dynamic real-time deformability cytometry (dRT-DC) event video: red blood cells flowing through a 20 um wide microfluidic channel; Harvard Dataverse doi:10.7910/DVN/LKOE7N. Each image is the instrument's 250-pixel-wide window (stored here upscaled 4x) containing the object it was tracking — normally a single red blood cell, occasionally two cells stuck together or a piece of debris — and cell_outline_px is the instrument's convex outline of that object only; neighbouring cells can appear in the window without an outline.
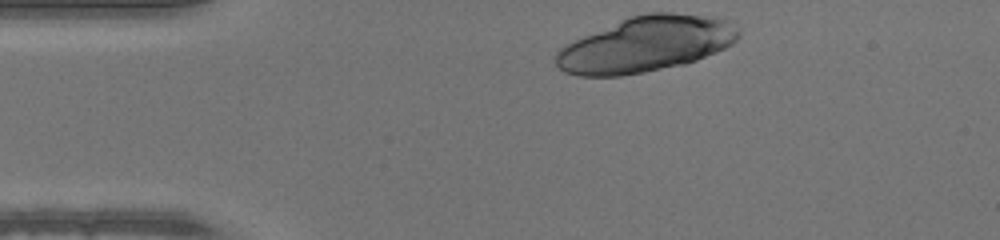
{"species": "human", "species_latin": "Homo sapiens", "temperature_condition": "warm", "stored_images_in_passage": 33, "camera_frame_rate_fps": 3000, "um_per_image_px": 0.085, "donor": {"sex": "male"}, "frame": {"image": 1, "passage_image": 1, "time_ms": 0.0, "image_size_px": [1000, 240], "cell_outline_px": [[740, 36], [732, 44], [724, 48], [696, 60], [684, 64], [644, 72], [620, 76], [576, 76], [564, 72], [556, 64], [556, 52], [564, 44], [628, 16], [648, 12], [672, 12], [724, 16], [740, 32]], "centroid_in_image_um": [54.92, 3.74], "position_along_channel_um": 30.1, "area_um2": 59.48}}